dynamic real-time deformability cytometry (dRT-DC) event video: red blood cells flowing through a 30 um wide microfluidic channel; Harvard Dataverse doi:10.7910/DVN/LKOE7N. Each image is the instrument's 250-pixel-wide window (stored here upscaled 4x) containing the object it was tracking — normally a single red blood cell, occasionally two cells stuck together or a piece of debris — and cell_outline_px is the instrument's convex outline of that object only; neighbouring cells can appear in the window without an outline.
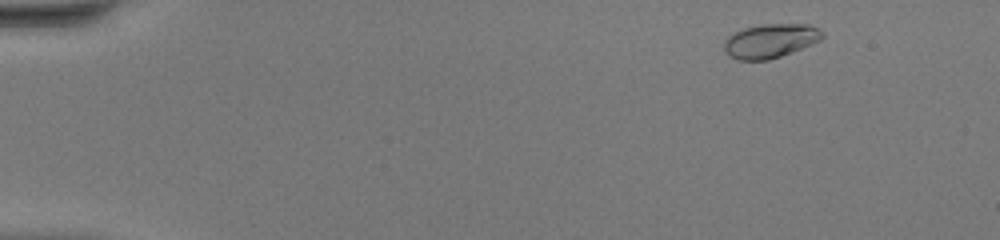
{"species": "common noctule bat (a hibernating species)", "species_latin": "Nyctalus noctula", "temperature_condition": "warm", "stored_images_in_passage": 45, "camera_frame_rate_fps": 3000, "um_per_image_px": 0.085, "animal": {"sex": "female", "body_mass_g": 20.0, "forearm_length_mm": 54.0}, "frame": {"image": 1, "passage_image": 3, "time_ms": 0.667, "image_size_px": [1000, 240], "cell_outline_px": [[824, 36], [820, 40], [812, 44], [780, 56], [768, 60], [736, 60], [728, 56], [724, 52], [724, 40], [728, 36], [744, 28], [764, 24], [812, 24], [820, 28], [824, 32]], "centroid_in_image_um": [65.49, 3.47], "position_along_channel_um": 19.5, "area_um2": 19.65}}
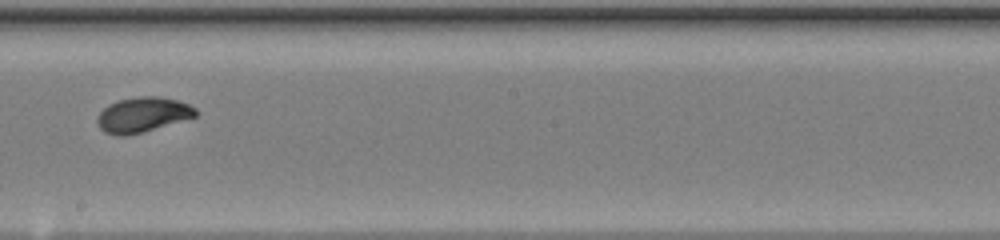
{"frame": {"image": 2, "passage_image": 26, "time_ms": 8.333, "image_size_px": [1000, 240], "cell_outline_px": [[200, 112], [196, 116], [140, 132], [124, 136], [116, 136], [104, 132], [100, 128], [96, 120], [96, 116], [108, 104], [120, 100], [140, 96], [160, 96], [176, 100], [188, 104], [196, 108]], "centroid_in_image_um": [12.1, 9.74], "position_along_channel_um": 236.1, "area_um2": 19.88}}
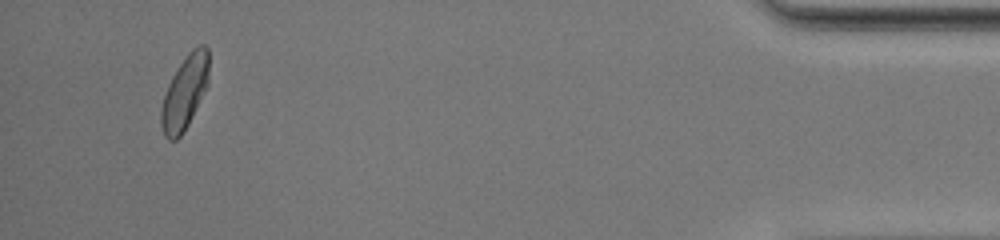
{"frame": {"image": 3, "passage_image": 43, "time_ms": 14.0, "image_size_px": [1000, 240], "cell_outline_px": [[208, 84], [184, 132], [176, 140], [168, 140], [164, 136], [160, 124], [160, 108], [168, 84], [172, 76], [188, 52], [192, 48], [200, 44], [204, 44], [208, 48]], "centroid_in_image_um": [15.68, 7.86], "position_along_channel_um": 419.5, "area_um2": 20.46}, "authors_computed_cell_mechanics": {"area_um2": 19.7098, "velocity_mm_per_s": 4.4043, "shape_relaxation_time_tau1_ms": 2.1944, "shape_relaxation_time_tau2_ms": null, "deformation_change_tau1": 0.1269, "deformation_change_tau2": null}}